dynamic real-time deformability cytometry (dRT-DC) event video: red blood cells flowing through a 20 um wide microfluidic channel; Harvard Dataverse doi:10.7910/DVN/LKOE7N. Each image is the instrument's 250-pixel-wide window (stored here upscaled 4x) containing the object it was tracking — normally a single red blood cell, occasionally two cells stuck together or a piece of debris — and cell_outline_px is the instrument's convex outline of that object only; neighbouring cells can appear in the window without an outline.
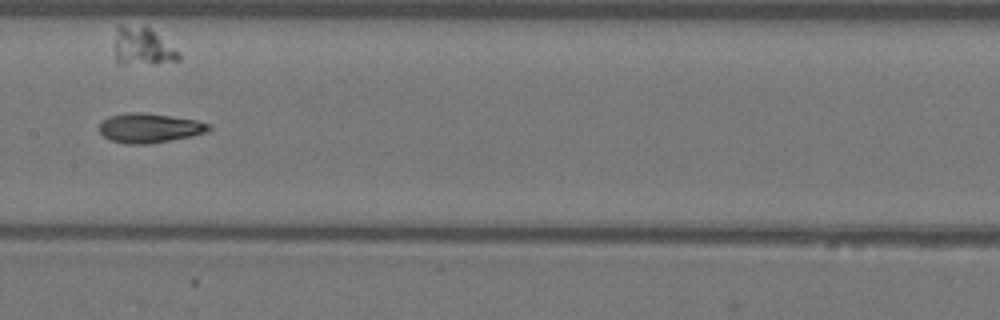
{"species": "Egyptian fruit bat (a non-hibernating species)", "species_latin": "Rousettus aegyptiacus", "temperature_condition": "warm", "stored_images_in_passage": 32, "camera_frame_rate_fps": 3000, "um_per_image_px": 0.085, "animal": {"sex": "female"}, "frame": {"image": 1, "passage_image": 10, "time_ms": 3.0, "image_size_px": [1000, 320], "cell_outline_px": [[212, 128], [208, 132], [192, 136], [148, 144], [124, 144], [112, 140], [104, 136], [100, 132], [100, 124], [108, 116], [124, 112], [140, 112], [172, 116], [196, 120], [212, 124]], "centroid_in_image_um": [12.74, 10.87], "position_along_channel_um": 194.7, "area_um2": 18.9}}